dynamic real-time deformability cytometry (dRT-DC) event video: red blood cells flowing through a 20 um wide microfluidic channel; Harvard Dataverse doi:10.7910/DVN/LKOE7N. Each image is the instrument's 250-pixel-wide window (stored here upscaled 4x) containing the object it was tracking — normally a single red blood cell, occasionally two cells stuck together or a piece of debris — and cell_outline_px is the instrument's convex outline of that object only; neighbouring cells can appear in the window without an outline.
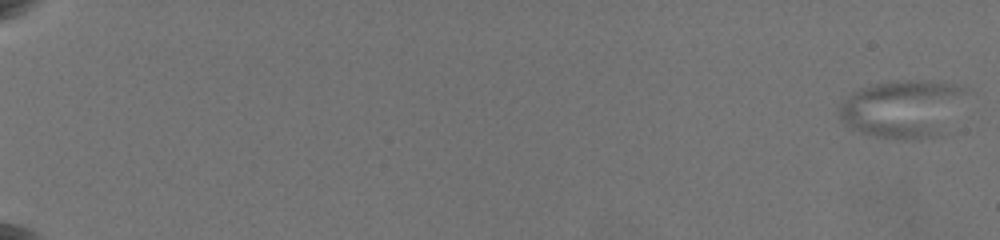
{"species": "common noctule bat (a hibernating species)", "species_latin": "Nyctalus noctula", "temperature_condition": "warm", "stored_images_in_passage": 18, "camera_frame_rate_fps": 3000, "um_per_image_px": 0.085, "animal": {"sex": "female", "body_mass_g": 19.5, "forearm_length_mm": 54.1}, "frame": {"image": 1, "passage_image": 1, "time_ms": 0.0, "image_size_px": [1000, 240], "cell_outline_px": [[968, 88], [944, 136], [920, 140], [900, 140], [876, 136], [860, 132], [852, 128], [836, 112], [836, 108], [852, 92], [860, 88], [888, 80], [932, 80], [960, 84]], "centroid_in_image_um": [76.77, 9.24], "position_along_channel_um": 8.2, "area_um2": 43.64}}